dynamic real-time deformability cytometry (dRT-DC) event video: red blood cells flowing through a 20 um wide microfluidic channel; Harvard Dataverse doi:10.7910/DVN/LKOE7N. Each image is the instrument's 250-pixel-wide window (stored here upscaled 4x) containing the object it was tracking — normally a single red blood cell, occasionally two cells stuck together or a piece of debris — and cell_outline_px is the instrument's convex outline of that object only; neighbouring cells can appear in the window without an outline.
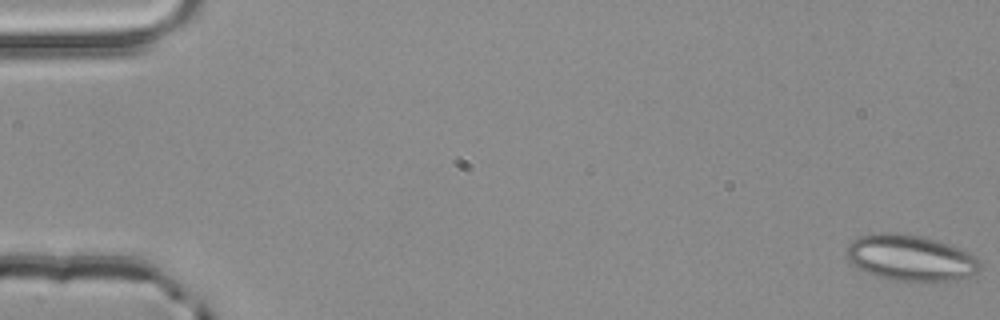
{"species": "common noctule bat (a hibernating species)", "species_latin": "Nyctalus noctula", "temperature_condition": "room temperature", "stored_images_in_passage": 4, "camera_frame_rate_fps": 3000, "um_per_image_px": 0.085, "animal": {"sex": "male", "body_mass_g": 20.4}, "frame": {"image": 1, "passage_image": 1, "time_ms": 0.0, "image_size_px": [1000, 320], "cell_outline_px": [[980, 268], [976, 272], [968, 276], [956, 280], [928, 284], [920, 284], [888, 280], [876, 276], [852, 264], [848, 260], [844, 252], [848, 244], [852, 240], [860, 236], [872, 232], [896, 232], [920, 236], [936, 240], [960, 248], [976, 256], [980, 260]], "centroid_in_image_um": [77.38, 21.95], "position_along_channel_um": 7.6, "area_um2": 36.88}}
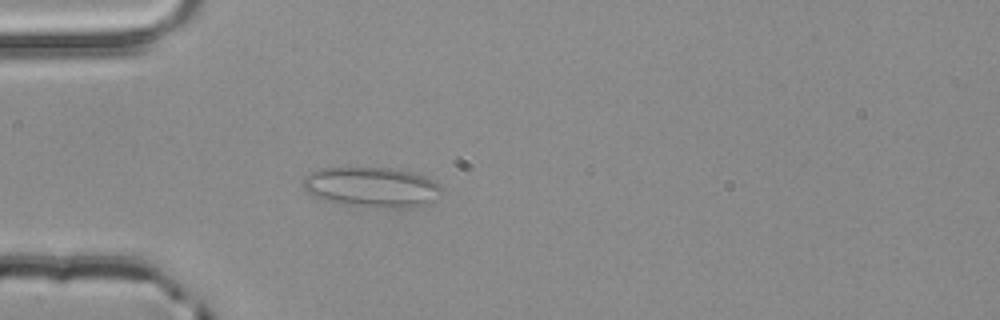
{"frame": {"image": 2, "passage_image": 4, "time_ms": 1.0, "image_size_px": [1000, 320], "cell_outline_px": [[440, 192], [432, 200], [416, 208], [404, 208], [332, 204], [308, 192], [304, 188], [304, 176], [320, 168], [388, 168], [412, 172], [424, 176], [440, 184]], "centroid_in_image_um": [31.58, 15.91], "position_along_channel_um": 53.4, "area_um2": 32.14}}